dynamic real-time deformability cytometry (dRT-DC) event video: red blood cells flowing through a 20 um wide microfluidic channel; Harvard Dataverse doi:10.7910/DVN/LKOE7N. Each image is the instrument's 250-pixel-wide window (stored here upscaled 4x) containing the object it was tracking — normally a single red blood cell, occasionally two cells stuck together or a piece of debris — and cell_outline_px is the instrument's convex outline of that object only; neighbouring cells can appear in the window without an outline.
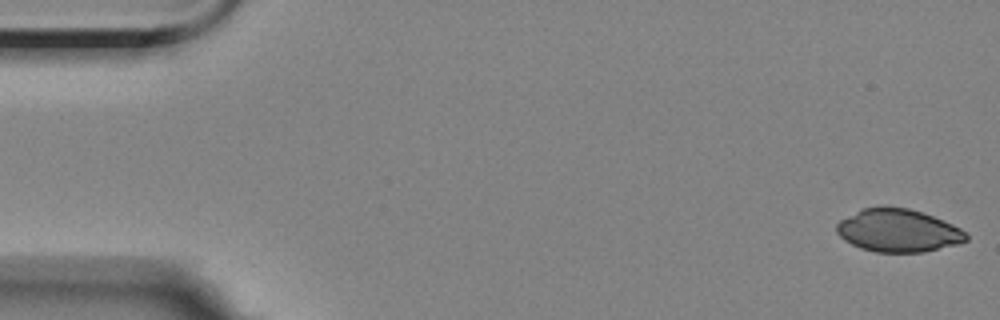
{"species": "Egyptian fruit bat (a non-hibernating species)", "species_latin": "Rousettus aegyptiacus", "temperature_condition": "room temperature", "stored_images_in_passage": 7, "camera_frame_rate_fps": 3000, "um_per_image_px": 0.085, "animal": {"sex": "female"}, "frame": {"image": 1, "passage_image": 1, "time_ms": 0.0, "image_size_px": [1000, 320], "cell_outline_px": [[968, 240], [956, 244], [924, 252], [876, 252], [860, 248], [844, 240], [836, 232], [836, 224], [840, 220], [864, 208], [880, 204], [884, 204], [908, 208], [944, 220], [960, 228], [968, 236]], "centroid_in_image_um": [76.32, 19.57], "position_along_channel_um": 8.7, "area_um2": 32.54}}